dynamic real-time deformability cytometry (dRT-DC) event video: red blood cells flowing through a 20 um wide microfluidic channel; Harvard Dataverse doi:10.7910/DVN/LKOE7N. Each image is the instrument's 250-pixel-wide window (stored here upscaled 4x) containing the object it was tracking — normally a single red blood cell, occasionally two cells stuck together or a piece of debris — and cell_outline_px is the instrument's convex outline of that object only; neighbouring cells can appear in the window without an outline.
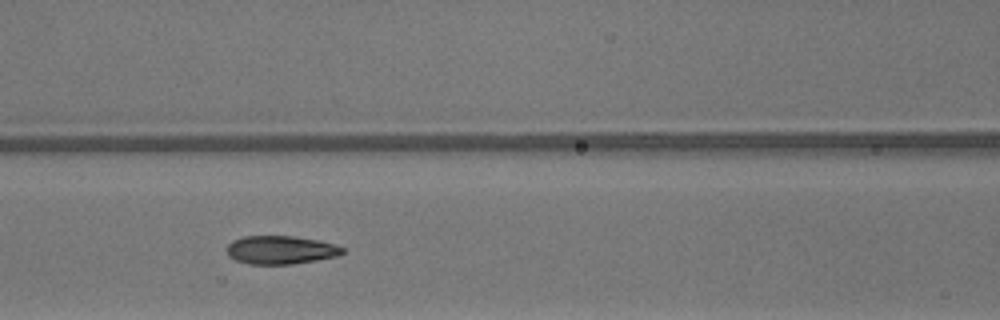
{"species": "common noctule bat (a hibernating species)", "species_latin": "Nyctalus noctula", "temperature_condition": "warm", "stored_images_in_passage": 45, "camera_frame_rate_fps": 3000, "um_per_image_px": 0.085, "animal": {"sex": "male", "body_mass_g": 13.3}, "frame": {"image": 1, "passage_image": 22, "time_ms": 7.0, "image_size_px": [1000, 320], "cell_outline_px": [[344, 252], [336, 256], [316, 260], [292, 264], [248, 264], [236, 260], [228, 256], [228, 244], [232, 240], [244, 236], [292, 236], [316, 240], [336, 244], [344, 248]], "centroid_in_image_um": [23.85, 21.24], "position_along_channel_um": 142.8, "area_um2": 19.02}}
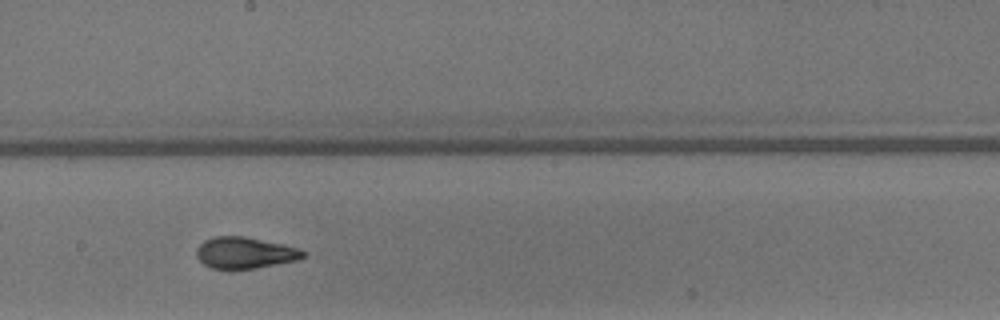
{"frame": {"image": 2, "passage_image": 28, "time_ms": 9.0, "image_size_px": [1000, 320], "cell_outline_px": [[304, 256], [300, 260], [256, 268], [212, 268], [204, 264], [196, 256], [196, 252], [200, 244], [204, 240], [216, 236], [244, 236], [280, 244], [296, 248], [304, 252]], "centroid_in_image_um": [20.8, 21.49], "position_along_channel_um": 227.4, "area_um2": 19.13}}
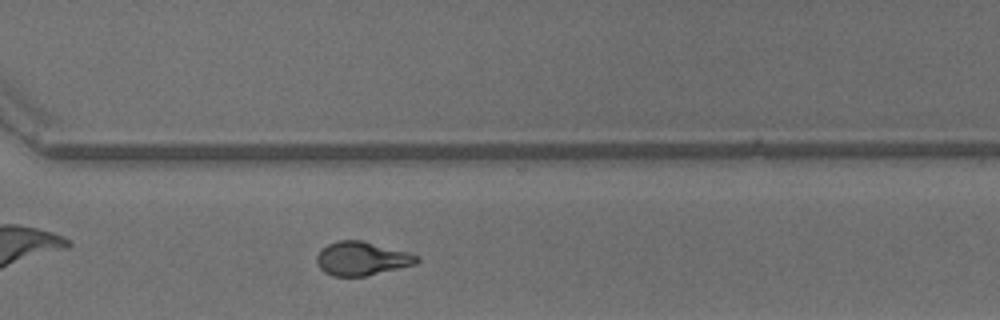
{"frame": {"image": 3, "passage_image": 36, "time_ms": 11.667, "image_size_px": [1000, 320], "cell_outline_px": [[420, 260], [416, 264], [364, 276], [332, 276], [324, 272], [316, 264], [316, 256], [328, 244], [340, 240], [360, 240], [408, 252], [416, 256]], "centroid_in_image_um": [30.72, 21.98], "position_along_channel_um": 339.9, "area_um2": 19.36}, "authors_computed_cell_mechanics": {"area_um2": 19.4786, "velocity_mm_per_s": 4.2356, "shape_relaxation_time_tau1_ms": 4.0319, "shape_relaxation_time_tau2_ms": 1.0723, "deformation_change_tau1": 0.192, "deformation_change_tau2": 0.0787}}